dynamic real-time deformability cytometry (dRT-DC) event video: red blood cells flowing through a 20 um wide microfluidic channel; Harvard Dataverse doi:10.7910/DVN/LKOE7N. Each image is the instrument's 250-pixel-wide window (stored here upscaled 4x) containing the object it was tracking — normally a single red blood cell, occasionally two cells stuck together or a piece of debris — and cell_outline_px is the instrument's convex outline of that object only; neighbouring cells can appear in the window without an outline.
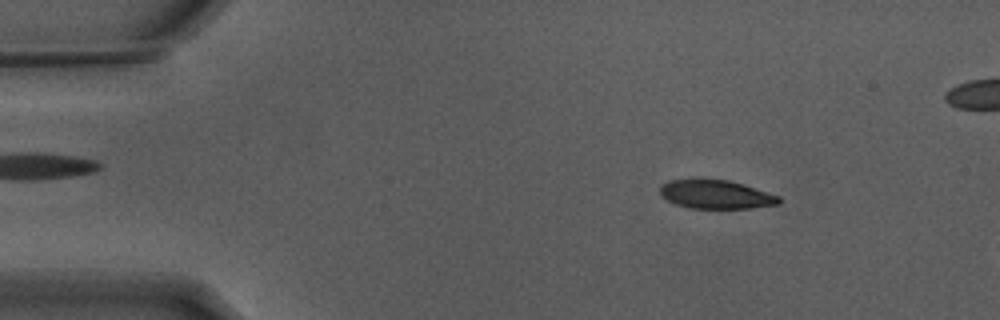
{"species": "Egyptian fruit bat (a non-hibernating species)", "species_latin": "Rousettus aegyptiacus", "temperature_condition": "warm", "stored_images_in_passage": 21, "camera_frame_rate_fps": 3000, "um_per_image_px": 0.085, "animal": {"sex": "male"}, "frame": {"image": 1, "passage_image": 4, "time_ms": 1.0, "image_size_px": [1000, 320], "cell_outline_px": [[780, 204], [752, 208], [692, 208], [676, 204], [660, 196], [660, 184], [668, 180], [696, 176], [700, 176], [728, 180], [744, 184], [780, 196]], "centroid_in_image_um": [60.79, 16.47], "position_along_channel_um": 24.2, "area_um2": 20.69}}
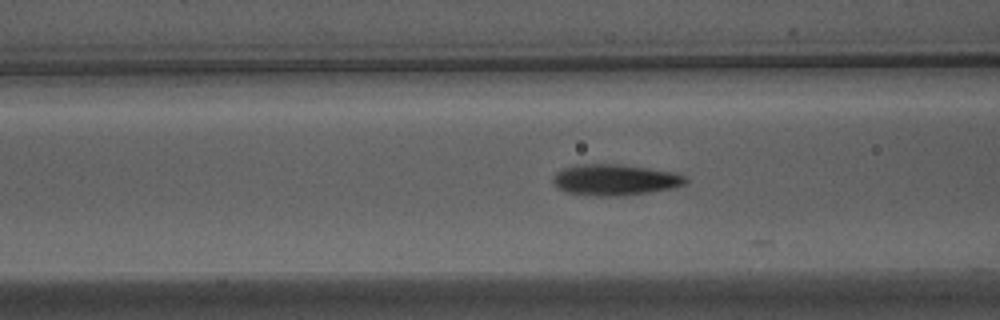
{"frame": {"image": 2, "passage_image": 17, "time_ms": 5.333, "image_size_px": [1000, 320], "cell_outline_px": [[688, 180], [684, 184], [676, 188], [652, 192], [624, 196], [596, 196], [564, 192], [552, 180], [552, 176], [556, 172], [564, 168], [576, 164], [616, 164], [648, 168], [676, 172], [684, 176]], "centroid_in_image_um": [52.29, 15.29], "position_along_channel_um": 114.3, "area_um2": 24.22}}
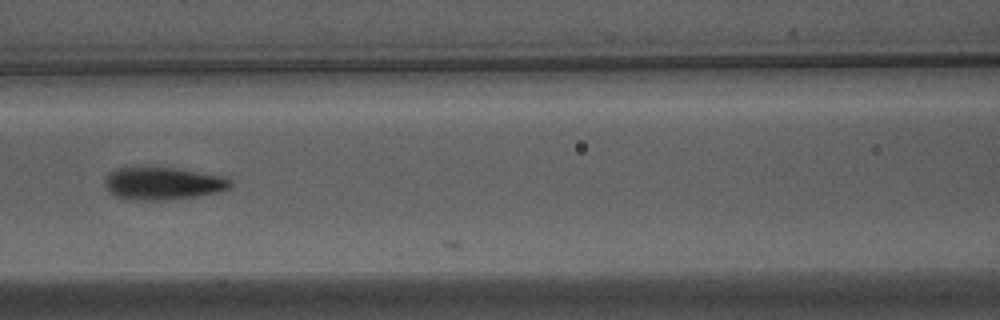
{"frame": {"image": 3, "passage_image": 20, "time_ms": 6.333, "image_size_px": [1000, 320], "cell_outline_px": [[232, 188], [220, 192], [196, 196], [160, 200], [124, 200], [116, 196], [108, 188], [108, 176], [116, 168], [172, 168], [224, 176], [232, 184]], "centroid_in_image_um": [13.92, 15.61], "position_along_channel_um": 152.7, "area_um2": 23.24}}